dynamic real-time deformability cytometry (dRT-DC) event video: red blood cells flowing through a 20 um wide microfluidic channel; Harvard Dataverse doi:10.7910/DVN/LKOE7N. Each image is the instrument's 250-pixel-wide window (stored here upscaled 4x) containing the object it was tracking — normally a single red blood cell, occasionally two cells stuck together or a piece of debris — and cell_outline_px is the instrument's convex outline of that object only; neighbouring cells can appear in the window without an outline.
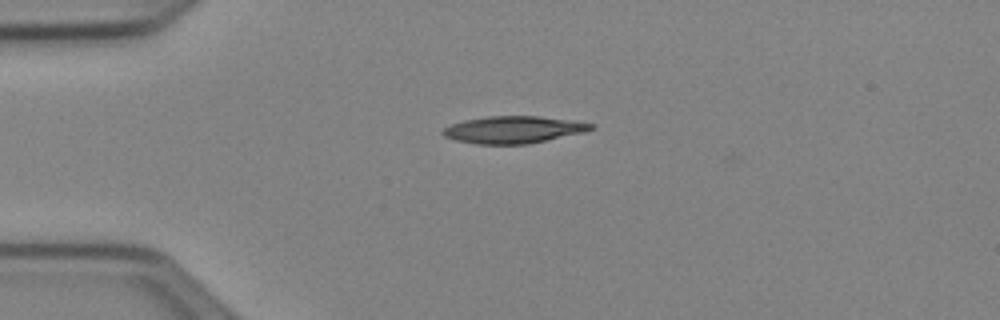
{"species": "Egyptian fruit bat (a non-hibernating species)", "species_latin": "Rousettus aegyptiacus", "temperature_condition": "cold", "stored_images_in_passage": 42, "camera_frame_rate_fps": 3000, "um_per_image_px": 0.085, "animal": {"sex": "female"}, "frame": {"image": 1, "passage_image": 3, "time_ms": 0.667, "image_size_px": [1000, 320], "cell_outline_px": [[596, 128], [584, 132], [528, 144], [476, 144], [456, 140], [444, 136], [440, 132], [444, 128], [452, 124], [464, 120], [488, 116], [540, 116], [572, 120], [596, 124]], "centroid_in_image_um": [43.67, 11.02], "position_along_channel_um": 41.3, "area_um2": 23.47}}
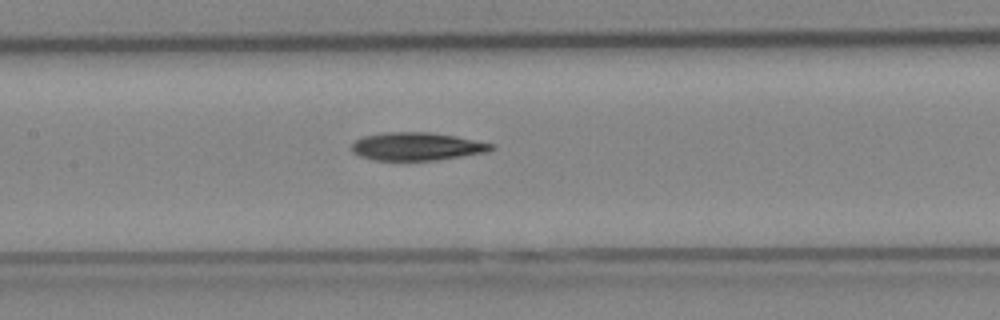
{"frame": {"image": 2, "passage_image": 15, "time_ms": 4.667, "image_size_px": [1000, 320], "cell_outline_px": [[496, 148], [488, 152], [436, 160], [372, 160], [360, 156], [352, 152], [352, 144], [356, 140], [364, 136], [384, 132], [428, 132], [456, 136], [496, 144]], "centroid_in_image_um": [35.47, 12.44], "position_along_channel_um": 171.9, "area_um2": 22.89}}
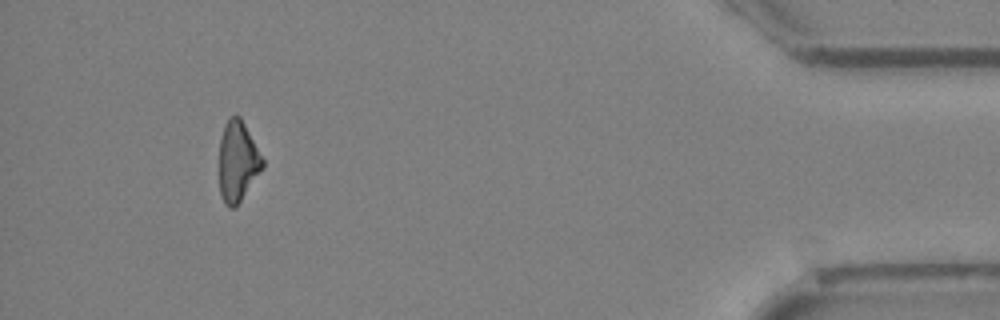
{"frame": {"image": 3, "passage_image": 38, "time_ms": 12.333, "image_size_px": [1000, 320], "cell_outline_px": [[264, 168], [240, 200], [232, 208], [228, 208], [224, 204], [220, 196], [220, 140], [224, 124], [228, 116], [240, 116], [264, 160]], "centroid_in_image_um": [20.2, 13.71], "position_along_channel_um": 415.0, "area_um2": 20.17}, "authors_computed_cell_mechanics": {"area_um2": 22.542, "velocity_mm_per_s": 3.9749, "shape_relaxation_time_tau1_ms": 10.9475, "shape_relaxation_time_tau2_ms": null, "deformation_change_tau1": 0.2169, "deformation_change_tau2": null}}